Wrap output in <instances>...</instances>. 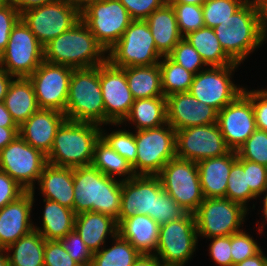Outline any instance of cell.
<instances>
[{
  "label": "cell",
  "instance_id": "13",
  "mask_svg": "<svg viewBox=\"0 0 267 266\" xmlns=\"http://www.w3.org/2000/svg\"><path fill=\"white\" fill-rule=\"evenodd\" d=\"M22 21L44 47L81 20V12L64 0H53L20 14Z\"/></svg>",
  "mask_w": 267,
  "mask_h": 266
},
{
  "label": "cell",
  "instance_id": "43",
  "mask_svg": "<svg viewBox=\"0 0 267 266\" xmlns=\"http://www.w3.org/2000/svg\"><path fill=\"white\" fill-rule=\"evenodd\" d=\"M237 154L242 159L267 166V132L256 129L237 150Z\"/></svg>",
  "mask_w": 267,
  "mask_h": 266
},
{
  "label": "cell",
  "instance_id": "65",
  "mask_svg": "<svg viewBox=\"0 0 267 266\" xmlns=\"http://www.w3.org/2000/svg\"><path fill=\"white\" fill-rule=\"evenodd\" d=\"M76 266H91V264H78Z\"/></svg>",
  "mask_w": 267,
  "mask_h": 266
},
{
  "label": "cell",
  "instance_id": "53",
  "mask_svg": "<svg viewBox=\"0 0 267 266\" xmlns=\"http://www.w3.org/2000/svg\"><path fill=\"white\" fill-rule=\"evenodd\" d=\"M26 190L6 172L0 170V209L17 200Z\"/></svg>",
  "mask_w": 267,
  "mask_h": 266
},
{
  "label": "cell",
  "instance_id": "20",
  "mask_svg": "<svg viewBox=\"0 0 267 266\" xmlns=\"http://www.w3.org/2000/svg\"><path fill=\"white\" fill-rule=\"evenodd\" d=\"M163 190L158 176L135 175L122 180L121 210L118 219H126L136 214L154 215L155 198Z\"/></svg>",
  "mask_w": 267,
  "mask_h": 266
},
{
  "label": "cell",
  "instance_id": "2",
  "mask_svg": "<svg viewBox=\"0 0 267 266\" xmlns=\"http://www.w3.org/2000/svg\"><path fill=\"white\" fill-rule=\"evenodd\" d=\"M213 29L225 53L239 64L262 46L267 37L256 0H247L232 16Z\"/></svg>",
  "mask_w": 267,
  "mask_h": 266
},
{
  "label": "cell",
  "instance_id": "4",
  "mask_svg": "<svg viewBox=\"0 0 267 266\" xmlns=\"http://www.w3.org/2000/svg\"><path fill=\"white\" fill-rule=\"evenodd\" d=\"M101 126L65 120L58 128L47 163L66 168L92 165Z\"/></svg>",
  "mask_w": 267,
  "mask_h": 266
},
{
  "label": "cell",
  "instance_id": "10",
  "mask_svg": "<svg viewBox=\"0 0 267 266\" xmlns=\"http://www.w3.org/2000/svg\"><path fill=\"white\" fill-rule=\"evenodd\" d=\"M44 61V48L20 18L0 55V68L15 78H28Z\"/></svg>",
  "mask_w": 267,
  "mask_h": 266
},
{
  "label": "cell",
  "instance_id": "42",
  "mask_svg": "<svg viewBox=\"0 0 267 266\" xmlns=\"http://www.w3.org/2000/svg\"><path fill=\"white\" fill-rule=\"evenodd\" d=\"M174 62L196 75L207 67L198 51L183 37L168 55ZM202 67V68H201Z\"/></svg>",
  "mask_w": 267,
  "mask_h": 266
},
{
  "label": "cell",
  "instance_id": "35",
  "mask_svg": "<svg viewBox=\"0 0 267 266\" xmlns=\"http://www.w3.org/2000/svg\"><path fill=\"white\" fill-rule=\"evenodd\" d=\"M92 165L108 177H124L121 179L123 181L135 176L131 164L125 158L121 157L101 137L94 147Z\"/></svg>",
  "mask_w": 267,
  "mask_h": 266
},
{
  "label": "cell",
  "instance_id": "56",
  "mask_svg": "<svg viewBox=\"0 0 267 266\" xmlns=\"http://www.w3.org/2000/svg\"><path fill=\"white\" fill-rule=\"evenodd\" d=\"M15 77L0 68V102L4 101L9 86Z\"/></svg>",
  "mask_w": 267,
  "mask_h": 266
},
{
  "label": "cell",
  "instance_id": "62",
  "mask_svg": "<svg viewBox=\"0 0 267 266\" xmlns=\"http://www.w3.org/2000/svg\"><path fill=\"white\" fill-rule=\"evenodd\" d=\"M207 0H167L168 3H182L202 6Z\"/></svg>",
  "mask_w": 267,
  "mask_h": 266
},
{
  "label": "cell",
  "instance_id": "37",
  "mask_svg": "<svg viewBox=\"0 0 267 266\" xmlns=\"http://www.w3.org/2000/svg\"><path fill=\"white\" fill-rule=\"evenodd\" d=\"M159 62L161 69L162 91L165 97L174 93L188 92L194 74L174 62L169 56H163Z\"/></svg>",
  "mask_w": 267,
  "mask_h": 266
},
{
  "label": "cell",
  "instance_id": "22",
  "mask_svg": "<svg viewBox=\"0 0 267 266\" xmlns=\"http://www.w3.org/2000/svg\"><path fill=\"white\" fill-rule=\"evenodd\" d=\"M35 189L26 191L17 200L0 209V248L7 249L34 229L31 212Z\"/></svg>",
  "mask_w": 267,
  "mask_h": 266
},
{
  "label": "cell",
  "instance_id": "60",
  "mask_svg": "<svg viewBox=\"0 0 267 266\" xmlns=\"http://www.w3.org/2000/svg\"><path fill=\"white\" fill-rule=\"evenodd\" d=\"M261 25L263 30L267 33V0H256Z\"/></svg>",
  "mask_w": 267,
  "mask_h": 266
},
{
  "label": "cell",
  "instance_id": "6",
  "mask_svg": "<svg viewBox=\"0 0 267 266\" xmlns=\"http://www.w3.org/2000/svg\"><path fill=\"white\" fill-rule=\"evenodd\" d=\"M136 161L131 165L135 175L157 176L165 164L176 157V131L168 124L135 130Z\"/></svg>",
  "mask_w": 267,
  "mask_h": 266
},
{
  "label": "cell",
  "instance_id": "27",
  "mask_svg": "<svg viewBox=\"0 0 267 266\" xmlns=\"http://www.w3.org/2000/svg\"><path fill=\"white\" fill-rule=\"evenodd\" d=\"M38 184L45 199L58 202L60 205L73 210V168L47 163L43 168Z\"/></svg>",
  "mask_w": 267,
  "mask_h": 266
},
{
  "label": "cell",
  "instance_id": "8",
  "mask_svg": "<svg viewBox=\"0 0 267 266\" xmlns=\"http://www.w3.org/2000/svg\"><path fill=\"white\" fill-rule=\"evenodd\" d=\"M198 244L195 216L186 213L182 218L160 225L157 250L154 255L162 266H185Z\"/></svg>",
  "mask_w": 267,
  "mask_h": 266
},
{
  "label": "cell",
  "instance_id": "26",
  "mask_svg": "<svg viewBox=\"0 0 267 266\" xmlns=\"http://www.w3.org/2000/svg\"><path fill=\"white\" fill-rule=\"evenodd\" d=\"M118 223L111 216L97 212H82L76 214L74 230L79 234L92 254L105 245L108 235H117Z\"/></svg>",
  "mask_w": 267,
  "mask_h": 266
},
{
  "label": "cell",
  "instance_id": "16",
  "mask_svg": "<svg viewBox=\"0 0 267 266\" xmlns=\"http://www.w3.org/2000/svg\"><path fill=\"white\" fill-rule=\"evenodd\" d=\"M72 71L73 68L44 60L28 77L40 109L65 113Z\"/></svg>",
  "mask_w": 267,
  "mask_h": 266
},
{
  "label": "cell",
  "instance_id": "58",
  "mask_svg": "<svg viewBox=\"0 0 267 266\" xmlns=\"http://www.w3.org/2000/svg\"><path fill=\"white\" fill-rule=\"evenodd\" d=\"M0 126L2 127H19L12 119L11 114L6 109L4 101L0 102Z\"/></svg>",
  "mask_w": 267,
  "mask_h": 266
},
{
  "label": "cell",
  "instance_id": "51",
  "mask_svg": "<svg viewBox=\"0 0 267 266\" xmlns=\"http://www.w3.org/2000/svg\"><path fill=\"white\" fill-rule=\"evenodd\" d=\"M133 20H145L154 10L161 8L167 0H119Z\"/></svg>",
  "mask_w": 267,
  "mask_h": 266
},
{
  "label": "cell",
  "instance_id": "5",
  "mask_svg": "<svg viewBox=\"0 0 267 266\" xmlns=\"http://www.w3.org/2000/svg\"><path fill=\"white\" fill-rule=\"evenodd\" d=\"M64 114L67 120L105 125L100 65L73 69Z\"/></svg>",
  "mask_w": 267,
  "mask_h": 266
},
{
  "label": "cell",
  "instance_id": "25",
  "mask_svg": "<svg viewBox=\"0 0 267 266\" xmlns=\"http://www.w3.org/2000/svg\"><path fill=\"white\" fill-rule=\"evenodd\" d=\"M117 223V234L126 239L140 254L156 253L160 225L151 217L136 214L126 219H118Z\"/></svg>",
  "mask_w": 267,
  "mask_h": 266
},
{
  "label": "cell",
  "instance_id": "31",
  "mask_svg": "<svg viewBox=\"0 0 267 266\" xmlns=\"http://www.w3.org/2000/svg\"><path fill=\"white\" fill-rule=\"evenodd\" d=\"M126 121L133 123L136 130L161 127L167 123L166 97L135 99Z\"/></svg>",
  "mask_w": 267,
  "mask_h": 266
},
{
  "label": "cell",
  "instance_id": "28",
  "mask_svg": "<svg viewBox=\"0 0 267 266\" xmlns=\"http://www.w3.org/2000/svg\"><path fill=\"white\" fill-rule=\"evenodd\" d=\"M145 21L148 23L157 51L162 56H168L183 38L173 7L166 2L161 8L154 10Z\"/></svg>",
  "mask_w": 267,
  "mask_h": 266
},
{
  "label": "cell",
  "instance_id": "21",
  "mask_svg": "<svg viewBox=\"0 0 267 266\" xmlns=\"http://www.w3.org/2000/svg\"><path fill=\"white\" fill-rule=\"evenodd\" d=\"M167 123L175 130L217 123L218 111L189 92L166 97Z\"/></svg>",
  "mask_w": 267,
  "mask_h": 266
},
{
  "label": "cell",
  "instance_id": "59",
  "mask_svg": "<svg viewBox=\"0 0 267 266\" xmlns=\"http://www.w3.org/2000/svg\"><path fill=\"white\" fill-rule=\"evenodd\" d=\"M132 266H162L155 255H140Z\"/></svg>",
  "mask_w": 267,
  "mask_h": 266
},
{
  "label": "cell",
  "instance_id": "38",
  "mask_svg": "<svg viewBox=\"0 0 267 266\" xmlns=\"http://www.w3.org/2000/svg\"><path fill=\"white\" fill-rule=\"evenodd\" d=\"M226 198L242 205L247 210V203L257 198L248 185L247 169H244L238 160L232 165L229 173Z\"/></svg>",
  "mask_w": 267,
  "mask_h": 266
},
{
  "label": "cell",
  "instance_id": "15",
  "mask_svg": "<svg viewBox=\"0 0 267 266\" xmlns=\"http://www.w3.org/2000/svg\"><path fill=\"white\" fill-rule=\"evenodd\" d=\"M239 65L235 63L229 66H211L201 70L194 75L188 92L219 112L243 92V87H238L231 80L232 72Z\"/></svg>",
  "mask_w": 267,
  "mask_h": 266
},
{
  "label": "cell",
  "instance_id": "45",
  "mask_svg": "<svg viewBox=\"0 0 267 266\" xmlns=\"http://www.w3.org/2000/svg\"><path fill=\"white\" fill-rule=\"evenodd\" d=\"M261 246L245 231L231 234L232 266L261 251Z\"/></svg>",
  "mask_w": 267,
  "mask_h": 266
},
{
  "label": "cell",
  "instance_id": "52",
  "mask_svg": "<svg viewBox=\"0 0 267 266\" xmlns=\"http://www.w3.org/2000/svg\"><path fill=\"white\" fill-rule=\"evenodd\" d=\"M209 245L212 260L220 266H232L231 235L213 237Z\"/></svg>",
  "mask_w": 267,
  "mask_h": 266
},
{
  "label": "cell",
  "instance_id": "41",
  "mask_svg": "<svg viewBox=\"0 0 267 266\" xmlns=\"http://www.w3.org/2000/svg\"><path fill=\"white\" fill-rule=\"evenodd\" d=\"M169 4L175 11L178 28L183 37L205 27L202 6L182 3Z\"/></svg>",
  "mask_w": 267,
  "mask_h": 266
},
{
  "label": "cell",
  "instance_id": "36",
  "mask_svg": "<svg viewBox=\"0 0 267 266\" xmlns=\"http://www.w3.org/2000/svg\"><path fill=\"white\" fill-rule=\"evenodd\" d=\"M110 248L104 246L93 254L91 266H132L140 257V253L118 234Z\"/></svg>",
  "mask_w": 267,
  "mask_h": 266
},
{
  "label": "cell",
  "instance_id": "61",
  "mask_svg": "<svg viewBox=\"0 0 267 266\" xmlns=\"http://www.w3.org/2000/svg\"><path fill=\"white\" fill-rule=\"evenodd\" d=\"M69 5L75 7L80 12L83 11L89 4L94 3L97 0H64Z\"/></svg>",
  "mask_w": 267,
  "mask_h": 266
},
{
  "label": "cell",
  "instance_id": "34",
  "mask_svg": "<svg viewBox=\"0 0 267 266\" xmlns=\"http://www.w3.org/2000/svg\"><path fill=\"white\" fill-rule=\"evenodd\" d=\"M184 38L198 51L207 66L235 64L221 47L213 28H200L188 33Z\"/></svg>",
  "mask_w": 267,
  "mask_h": 266
},
{
  "label": "cell",
  "instance_id": "19",
  "mask_svg": "<svg viewBox=\"0 0 267 266\" xmlns=\"http://www.w3.org/2000/svg\"><path fill=\"white\" fill-rule=\"evenodd\" d=\"M217 124L227 147L237 151L257 129L251 99L240 93L218 112Z\"/></svg>",
  "mask_w": 267,
  "mask_h": 266
},
{
  "label": "cell",
  "instance_id": "40",
  "mask_svg": "<svg viewBox=\"0 0 267 266\" xmlns=\"http://www.w3.org/2000/svg\"><path fill=\"white\" fill-rule=\"evenodd\" d=\"M100 132V137L121 157L125 158L131 165L136 161L137 147L135 133L120 129L107 134L102 128H100Z\"/></svg>",
  "mask_w": 267,
  "mask_h": 266
},
{
  "label": "cell",
  "instance_id": "33",
  "mask_svg": "<svg viewBox=\"0 0 267 266\" xmlns=\"http://www.w3.org/2000/svg\"><path fill=\"white\" fill-rule=\"evenodd\" d=\"M46 240L35 229L11 244L6 251L10 266H44V248Z\"/></svg>",
  "mask_w": 267,
  "mask_h": 266
},
{
  "label": "cell",
  "instance_id": "44",
  "mask_svg": "<svg viewBox=\"0 0 267 266\" xmlns=\"http://www.w3.org/2000/svg\"><path fill=\"white\" fill-rule=\"evenodd\" d=\"M185 212L179 204L163 189L155 198L152 219L159 225L182 218Z\"/></svg>",
  "mask_w": 267,
  "mask_h": 266
},
{
  "label": "cell",
  "instance_id": "54",
  "mask_svg": "<svg viewBox=\"0 0 267 266\" xmlns=\"http://www.w3.org/2000/svg\"><path fill=\"white\" fill-rule=\"evenodd\" d=\"M5 1L11 4L21 14L28 9L45 5L53 0H5Z\"/></svg>",
  "mask_w": 267,
  "mask_h": 266
},
{
  "label": "cell",
  "instance_id": "48",
  "mask_svg": "<svg viewBox=\"0 0 267 266\" xmlns=\"http://www.w3.org/2000/svg\"><path fill=\"white\" fill-rule=\"evenodd\" d=\"M76 265H78V263L70 257L60 240H46L44 248V266Z\"/></svg>",
  "mask_w": 267,
  "mask_h": 266
},
{
  "label": "cell",
  "instance_id": "14",
  "mask_svg": "<svg viewBox=\"0 0 267 266\" xmlns=\"http://www.w3.org/2000/svg\"><path fill=\"white\" fill-rule=\"evenodd\" d=\"M47 157L29 145L20 135L0 151V170L6 172L26 191L39 180Z\"/></svg>",
  "mask_w": 267,
  "mask_h": 266
},
{
  "label": "cell",
  "instance_id": "47",
  "mask_svg": "<svg viewBox=\"0 0 267 266\" xmlns=\"http://www.w3.org/2000/svg\"><path fill=\"white\" fill-rule=\"evenodd\" d=\"M64 249L69 253L70 257L78 264H91L92 252L88 249L79 234L73 230L64 238L60 239Z\"/></svg>",
  "mask_w": 267,
  "mask_h": 266
},
{
  "label": "cell",
  "instance_id": "50",
  "mask_svg": "<svg viewBox=\"0 0 267 266\" xmlns=\"http://www.w3.org/2000/svg\"><path fill=\"white\" fill-rule=\"evenodd\" d=\"M243 92L251 99L257 129L267 132V89L246 90Z\"/></svg>",
  "mask_w": 267,
  "mask_h": 266
},
{
  "label": "cell",
  "instance_id": "30",
  "mask_svg": "<svg viewBox=\"0 0 267 266\" xmlns=\"http://www.w3.org/2000/svg\"><path fill=\"white\" fill-rule=\"evenodd\" d=\"M45 208L42 215V228L34 226L45 240H60L74 230V210L60 205L58 202L43 199Z\"/></svg>",
  "mask_w": 267,
  "mask_h": 266
},
{
  "label": "cell",
  "instance_id": "18",
  "mask_svg": "<svg viewBox=\"0 0 267 266\" xmlns=\"http://www.w3.org/2000/svg\"><path fill=\"white\" fill-rule=\"evenodd\" d=\"M100 87L105 108V125L121 124L129 115L134 98L126 79L125 68L108 60L100 65Z\"/></svg>",
  "mask_w": 267,
  "mask_h": 266
},
{
  "label": "cell",
  "instance_id": "49",
  "mask_svg": "<svg viewBox=\"0 0 267 266\" xmlns=\"http://www.w3.org/2000/svg\"><path fill=\"white\" fill-rule=\"evenodd\" d=\"M20 19V13L9 3L0 4V55L5 50L11 30Z\"/></svg>",
  "mask_w": 267,
  "mask_h": 266
},
{
  "label": "cell",
  "instance_id": "17",
  "mask_svg": "<svg viewBox=\"0 0 267 266\" xmlns=\"http://www.w3.org/2000/svg\"><path fill=\"white\" fill-rule=\"evenodd\" d=\"M176 157L199 162L227 154L224 137L217 123L176 131Z\"/></svg>",
  "mask_w": 267,
  "mask_h": 266
},
{
  "label": "cell",
  "instance_id": "9",
  "mask_svg": "<svg viewBox=\"0 0 267 266\" xmlns=\"http://www.w3.org/2000/svg\"><path fill=\"white\" fill-rule=\"evenodd\" d=\"M157 176L165 192L187 213L194 214L205 199L197 162L175 157L165 164Z\"/></svg>",
  "mask_w": 267,
  "mask_h": 266
},
{
  "label": "cell",
  "instance_id": "46",
  "mask_svg": "<svg viewBox=\"0 0 267 266\" xmlns=\"http://www.w3.org/2000/svg\"><path fill=\"white\" fill-rule=\"evenodd\" d=\"M237 160L243 165L244 169H247L248 185L251 191L257 197H260L267 188V166L242 159L238 154Z\"/></svg>",
  "mask_w": 267,
  "mask_h": 266
},
{
  "label": "cell",
  "instance_id": "57",
  "mask_svg": "<svg viewBox=\"0 0 267 266\" xmlns=\"http://www.w3.org/2000/svg\"><path fill=\"white\" fill-rule=\"evenodd\" d=\"M261 250L258 254L248 257L235 266H267V256Z\"/></svg>",
  "mask_w": 267,
  "mask_h": 266
},
{
  "label": "cell",
  "instance_id": "12",
  "mask_svg": "<svg viewBox=\"0 0 267 266\" xmlns=\"http://www.w3.org/2000/svg\"><path fill=\"white\" fill-rule=\"evenodd\" d=\"M81 20L106 51L119 41L133 21L119 0H97L89 4L81 11Z\"/></svg>",
  "mask_w": 267,
  "mask_h": 266
},
{
  "label": "cell",
  "instance_id": "39",
  "mask_svg": "<svg viewBox=\"0 0 267 266\" xmlns=\"http://www.w3.org/2000/svg\"><path fill=\"white\" fill-rule=\"evenodd\" d=\"M247 0H207L203 5L205 27L215 28L228 19Z\"/></svg>",
  "mask_w": 267,
  "mask_h": 266
},
{
  "label": "cell",
  "instance_id": "11",
  "mask_svg": "<svg viewBox=\"0 0 267 266\" xmlns=\"http://www.w3.org/2000/svg\"><path fill=\"white\" fill-rule=\"evenodd\" d=\"M247 211L225 197L205 198L194 213L198 237L210 239L242 231Z\"/></svg>",
  "mask_w": 267,
  "mask_h": 266
},
{
  "label": "cell",
  "instance_id": "7",
  "mask_svg": "<svg viewBox=\"0 0 267 266\" xmlns=\"http://www.w3.org/2000/svg\"><path fill=\"white\" fill-rule=\"evenodd\" d=\"M107 53V60L119 68L156 65L163 57L145 20H133Z\"/></svg>",
  "mask_w": 267,
  "mask_h": 266
},
{
  "label": "cell",
  "instance_id": "1",
  "mask_svg": "<svg viewBox=\"0 0 267 266\" xmlns=\"http://www.w3.org/2000/svg\"><path fill=\"white\" fill-rule=\"evenodd\" d=\"M75 214L97 212L118 221L122 180L108 177L93 165L73 168Z\"/></svg>",
  "mask_w": 267,
  "mask_h": 266
},
{
  "label": "cell",
  "instance_id": "3",
  "mask_svg": "<svg viewBox=\"0 0 267 266\" xmlns=\"http://www.w3.org/2000/svg\"><path fill=\"white\" fill-rule=\"evenodd\" d=\"M43 48L46 62L73 69L97 67L107 61V51L82 20Z\"/></svg>",
  "mask_w": 267,
  "mask_h": 266
},
{
  "label": "cell",
  "instance_id": "32",
  "mask_svg": "<svg viewBox=\"0 0 267 266\" xmlns=\"http://www.w3.org/2000/svg\"><path fill=\"white\" fill-rule=\"evenodd\" d=\"M125 74L134 99L164 96L159 64L126 67Z\"/></svg>",
  "mask_w": 267,
  "mask_h": 266
},
{
  "label": "cell",
  "instance_id": "23",
  "mask_svg": "<svg viewBox=\"0 0 267 266\" xmlns=\"http://www.w3.org/2000/svg\"><path fill=\"white\" fill-rule=\"evenodd\" d=\"M65 120V114L58 110L39 109L19 126V135L47 156L56 132Z\"/></svg>",
  "mask_w": 267,
  "mask_h": 266
},
{
  "label": "cell",
  "instance_id": "55",
  "mask_svg": "<svg viewBox=\"0 0 267 266\" xmlns=\"http://www.w3.org/2000/svg\"><path fill=\"white\" fill-rule=\"evenodd\" d=\"M19 135V127L0 126V151Z\"/></svg>",
  "mask_w": 267,
  "mask_h": 266
},
{
  "label": "cell",
  "instance_id": "63",
  "mask_svg": "<svg viewBox=\"0 0 267 266\" xmlns=\"http://www.w3.org/2000/svg\"><path fill=\"white\" fill-rule=\"evenodd\" d=\"M6 253V249L0 248V266H10L8 253Z\"/></svg>",
  "mask_w": 267,
  "mask_h": 266
},
{
  "label": "cell",
  "instance_id": "64",
  "mask_svg": "<svg viewBox=\"0 0 267 266\" xmlns=\"http://www.w3.org/2000/svg\"><path fill=\"white\" fill-rule=\"evenodd\" d=\"M264 193H266L265 194V196L263 197V216H264V218H265V221H267V188L262 192V194L264 195Z\"/></svg>",
  "mask_w": 267,
  "mask_h": 266
},
{
  "label": "cell",
  "instance_id": "29",
  "mask_svg": "<svg viewBox=\"0 0 267 266\" xmlns=\"http://www.w3.org/2000/svg\"><path fill=\"white\" fill-rule=\"evenodd\" d=\"M4 104L18 126L40 109L31 81L23 77L12 80Z\"/></svg>",
  "mask_w": 267,
  "mask_h": 266
},
{
  "label": "cell",
  "instance_id": "24",
  "mask_svg": "<svg viewBox=\"0 0 267 266\" xmlns=\"http://www.w3.org/2000/svg\"><path fill=\"white\" fill-rule=\"evenodd\" d=\"M236 161L237 151L230 150L223 156L197 162L204 198H226L229 173Z\"/></svg>",
  "mask_w": 267,
  "mask_h": 266
}]
</instances>
